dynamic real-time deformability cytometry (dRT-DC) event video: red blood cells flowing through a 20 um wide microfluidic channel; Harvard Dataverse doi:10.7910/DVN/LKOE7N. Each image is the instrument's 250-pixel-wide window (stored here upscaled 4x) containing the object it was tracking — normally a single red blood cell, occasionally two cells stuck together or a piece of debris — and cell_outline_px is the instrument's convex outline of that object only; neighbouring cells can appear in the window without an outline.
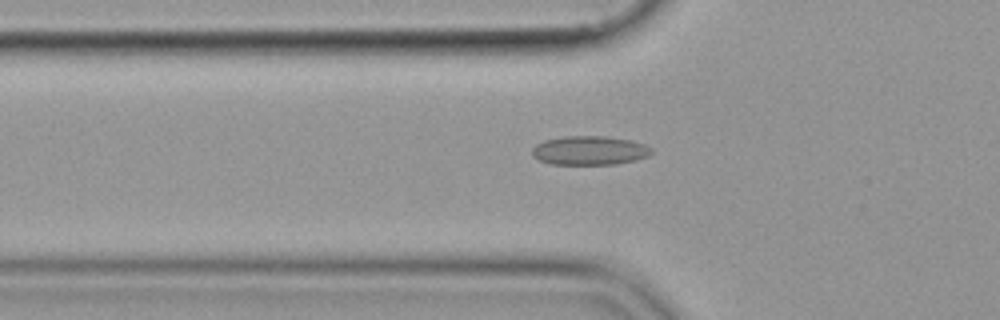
{"species": "common noctule bat (a hibernating species)", "species_latin": "Nyctalus noctula", "temperature_condition": "cold", "stored_images_in_passage": 46, "segment_of_instrument_passage": [1, 2], "camera_frame_rate_fps": 3000, "um_per_image_px": 0.085, "animal": {"sex": "female", "body_mass_g": 19.9}, "frame": {"image": 1, "passage_image": 11, "time_ms": 3.333, "image_size_px": [1000, 320], "cell_outline_px": [[652, 152], [648, 156], [636, 160], [616, 164], [552, 164], [540, 160], [532, 156], [532, 148], [536, 144], [544, 140], [564, 136], [604, 136], [632, 140], [644, 144], [652, 148]], "centroid_in_image_um": [50.12, 12.78], "position_along_channel_um": 75.7, "area_um2": 20.23}}
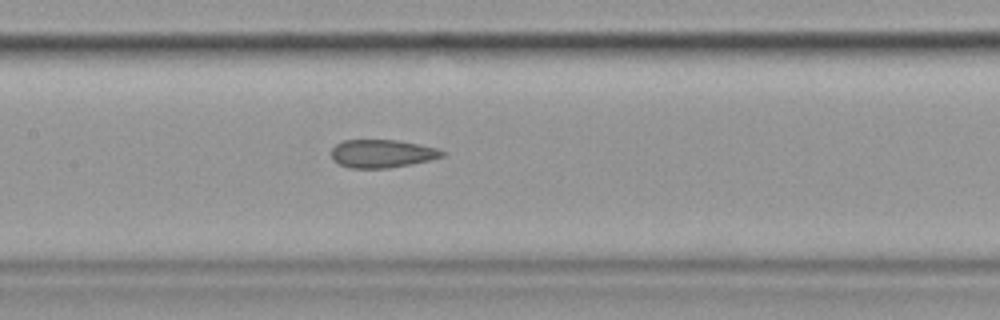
{"frame": {"image": 2, "passage_image": 19, "time_ms": 6.0, "image_size_px": [1000, 320], "cell_outline_px": [[448, 152], [444, 156], [412, 164], [388, 168], [352, 168], [340, 164], [332, 160], [332, 148], [336, 144], [344, 140], [400, 140], [436, 148]], "centroid_in_image_um": [32.49, 13.05], "position_along_channel_um": 174.9, "area_um2": 18.15}}
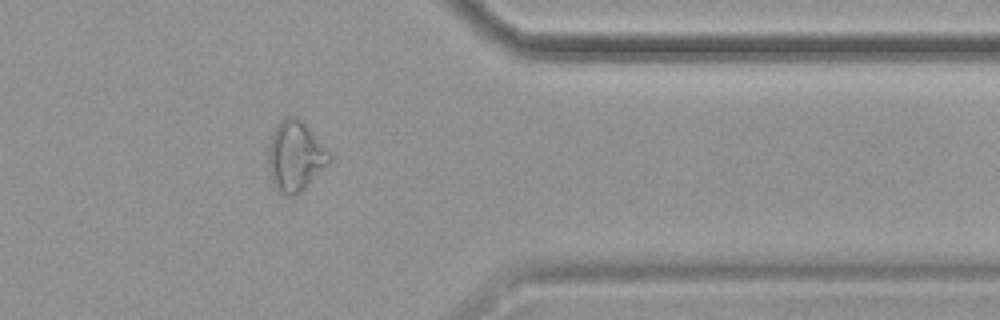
{"frame": {"image": 3, "passage_image": 37, "time_ms": 12.0, "image_size_px": [1000, 320], "cell_outline_px": [[332, 160], [296, 196], [288, 196], [276, 188], [272, 184], [268, 168], [268, 144], [272, 132], [280, 120], [288, 116], [296, 116], [308, 128], [332, 156]], "centroid_in_image_um": [25.06, 13.28], "position_along_channel_um": 386.3, "area_um2": 24.74}}